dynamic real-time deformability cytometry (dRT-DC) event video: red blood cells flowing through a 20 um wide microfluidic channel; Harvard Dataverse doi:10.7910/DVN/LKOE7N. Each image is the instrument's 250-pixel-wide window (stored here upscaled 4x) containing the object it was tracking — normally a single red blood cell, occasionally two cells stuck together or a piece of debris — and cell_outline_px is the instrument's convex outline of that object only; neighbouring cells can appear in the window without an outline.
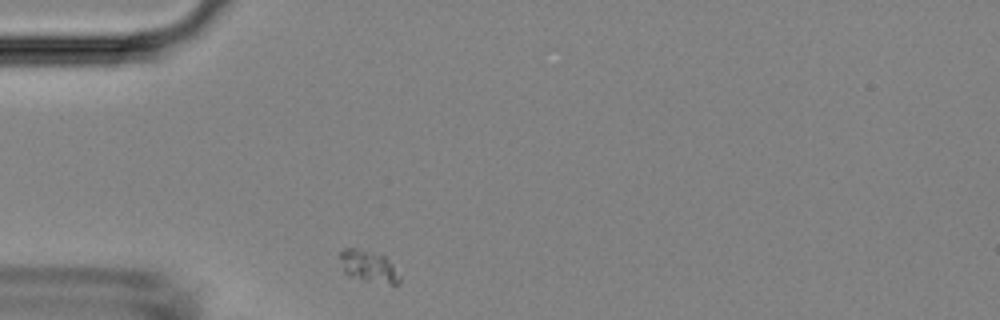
{"species": "Egyptian fruit bat (a non-hibernating species)", "species_latin": "Rousettus aegyptiacus", "temperature_condition": "room temperature", "stored_images_in_passage": 1, "camera_frame_rate_fps": 3000, "um_per_image_px": 0.085, "animal": {"sex": "female"}, "frame": {"image": 1, "passage_image": 1, "time_ms": 0.0, "image_size_px": [1000, 320], "cell_outline_px": [[400, 284], [392, 284], [364, 280], [348, 276], [344, 272], [340, 256], [340, 252], [344, 248], [356, 248], [384, 252], [400, 276]], "centroid_in_image_um": [31.36, 22.6], "position_along_channel_um": 53.6, "area_um2": 11.33}}